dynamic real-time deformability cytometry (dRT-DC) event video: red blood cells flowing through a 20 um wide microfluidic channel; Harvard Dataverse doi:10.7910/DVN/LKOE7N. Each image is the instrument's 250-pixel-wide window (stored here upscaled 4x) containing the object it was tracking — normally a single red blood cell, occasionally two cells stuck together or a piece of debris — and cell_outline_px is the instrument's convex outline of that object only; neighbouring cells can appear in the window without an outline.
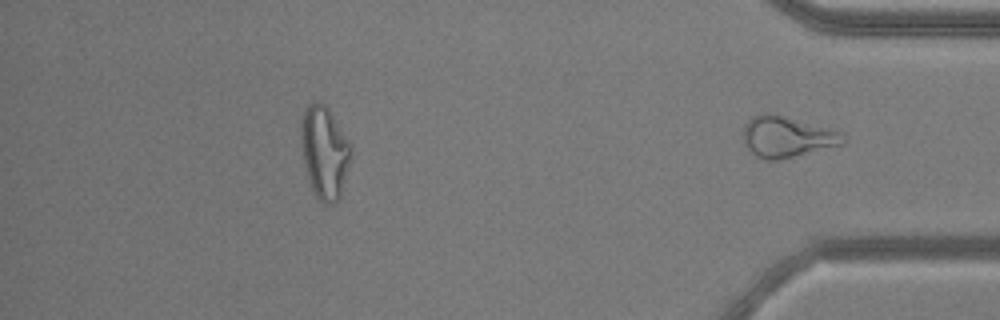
{"species": "common noctule bat (a hibernating species)", "species_latin": "Nyctalus noctula", "temperature_condition": "warm", "stored_images_in_passage": 39, "segment_of_instrument_passage": [2, 2], "camera_frame_rate_fps": 3000, "um_per_image_px": 0.085, "animal": {"sex": "male", "body_mass_g": 20.5, "forearm_length_mm": 52.5}, "frame": {"image": 1, "passage_image": 39, "time_ms": 12.667, "image_size_px": [1000, 320], "cell_outline_px": [[844, 144], [780, 160], [764, 160], [756, 156], [744, 144], [744, 124], [752, 116], [768, 112], [784, 116], [840, 132], [844, 136]], "centroid_in_image_um": [66.85, 11.64], "position_along_channel_um": 368.3, "area_um2": 23.58}}